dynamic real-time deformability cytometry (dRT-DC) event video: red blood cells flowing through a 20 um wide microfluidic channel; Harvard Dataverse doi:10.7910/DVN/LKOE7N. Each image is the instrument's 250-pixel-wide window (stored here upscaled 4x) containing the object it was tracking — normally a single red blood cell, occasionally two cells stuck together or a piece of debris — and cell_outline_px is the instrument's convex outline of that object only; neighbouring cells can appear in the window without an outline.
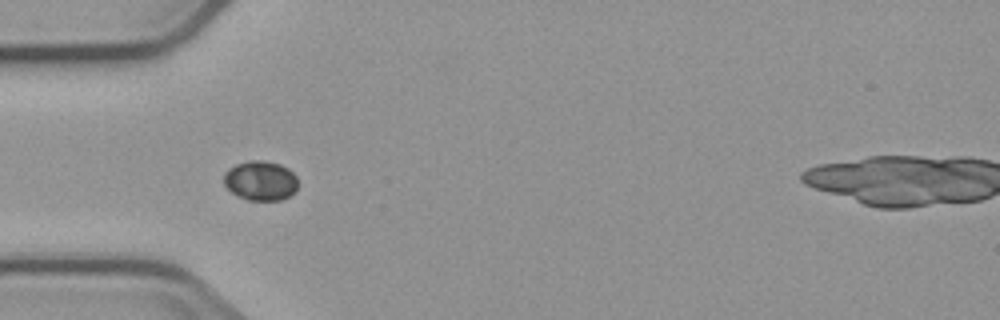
{"species": "common noctule bat (a hibernating species)", "species_latin": "Nyctalus noctula", "temperature_condition": "cold", "stored_images_in_passage": 7, "camera_frame_rate_fps": 3000, "um_per_image_px": 0.085, "animal": {"sex": "male", "body_mass_g": 23.1, "forearm_length_mm": 52.7}, "frame": {"image": 1, "passage_image": 4, "time_ms": 3.333, "image_size_px": [1000, 320], "cell_outline_px": [[296, 188], [288, 196], [280, 200], [248, 200], [232, 192], [224, 184], [224, 172], [228, 168], [236, 164], [252, 160], [260, 160], [280, 164], [288, 168], [296, 176]], "centroid_in_image_um": [22.12, 15.34], "position_along_channel_um": 62.9, "area_um2": 16.88}}
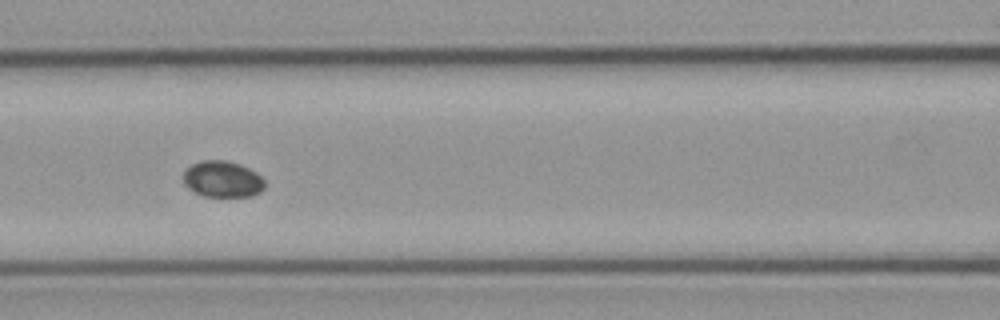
{"frame": {"image": 2, "passage_image": 6, "time_ms": 5.667, "image_size_px": [1000, 320], "cell_outline_px": [[264, 188], [260, 192], [252, 196], [204, 196], [196, 192], [184, 184], [184, 172], [192, 164], [200, 160], [228, 160], [240, 164], [256, 172], [264, 180]], "centroid_in_image_um": [18.93, 15.21], "position_along_channel_um": 147.7, "area_um2": 17.11}}
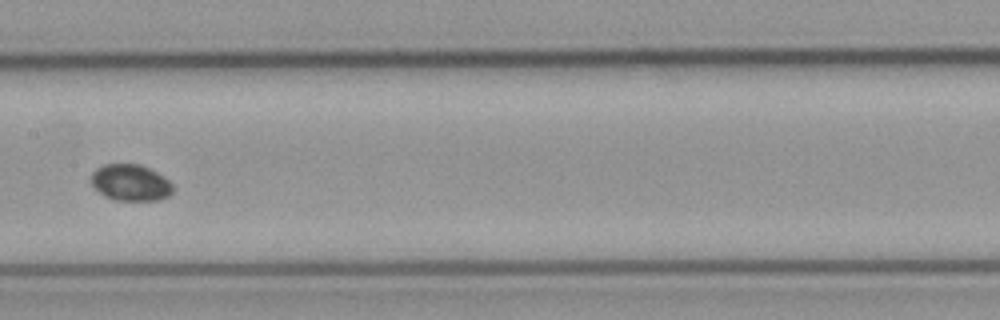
{"frame": {"image": 3, "passage_image": 7, "time_ms": 7.0, "image_size_px": [1000, 320], "cell_outline_px": [[172, 192], [168, 196], [160, 200], [116, 200], [100, 192], [92, 184], [92, 172], [96, 168], [104, 164], [140, 164], [156, 172], [168, 180], [172, 184]], "centroid_in_image_um": [11.11, 15.51], "position_along_channel_um": 196.3, "area_um2": 17.05}}